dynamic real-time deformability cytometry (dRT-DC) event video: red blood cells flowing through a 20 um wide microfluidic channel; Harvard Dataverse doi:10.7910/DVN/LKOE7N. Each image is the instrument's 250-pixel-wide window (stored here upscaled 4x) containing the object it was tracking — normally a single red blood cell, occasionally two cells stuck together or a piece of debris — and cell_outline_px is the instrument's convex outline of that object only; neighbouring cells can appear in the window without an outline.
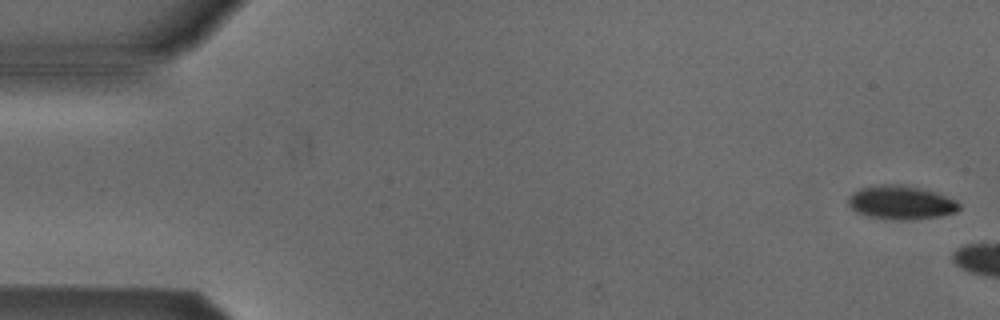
{"species": "Egyptian fruit bat (a non-hibernating species)", "species_latin": "Rousettus aegyptiacus", "temperature_condition": "cold", "stored_images_in_passage": 2, "camera_frame_rate_fps": 3000, "um_per_image_px": 0.085, "animal": {"sex": "male"}, "frame": {"image": 1, "passage_image": 1, "time_ms": 0.0, "image_size_px": [1000, 320], "cell_outline_px": [[960, 208], [956, 212], [940, 216], [912, 220], [892, 220], [868, 216], [856, 212], [848, 204], [848, 196], [852, 192], [860, 188], [880, 184], [904, 184], [936, 192], [956, 200], [960, 204]], "centroid_in_image_um": [76.58, 17.21], "position_along_channel_um": 8.4, "area_um2": 22.08}}